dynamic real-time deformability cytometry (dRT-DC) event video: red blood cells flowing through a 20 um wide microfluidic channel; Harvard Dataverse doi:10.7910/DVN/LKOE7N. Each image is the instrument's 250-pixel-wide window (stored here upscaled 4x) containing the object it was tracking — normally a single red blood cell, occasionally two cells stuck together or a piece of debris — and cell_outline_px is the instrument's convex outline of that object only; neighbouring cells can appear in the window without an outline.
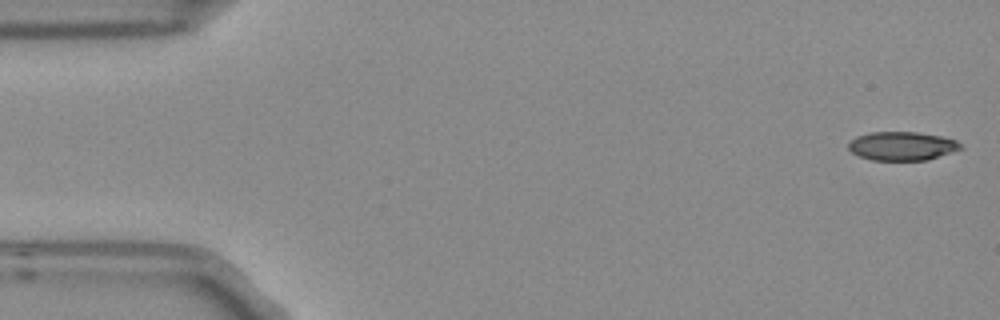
{"species": "Egyptian fruit bat (a non-hibernating species)", "species_latin": "Rousettus aegyptiacus", "temperature_condition": "room temperature", "stored_images_in_passage": 5, "camera_frame_rate_fps": 3000, "um_per_image_px": 0.085, "frame": {"image": 1, "passage_image": 1, "time_ms": 0.0, "image_size_px": [1000, 320], "cell_outline_px": [[964, 148], [928, 160], [872, 160], [860, 156], [852, 152], [848, 148], [848, 144], [856, 136], [868, 132], [916, 132], [940, 136], [956, 140]], "centroid_in_image_um": [76.67, 12.41], "position_along_channel_um": 8.3, "area_um2": 18.73}}
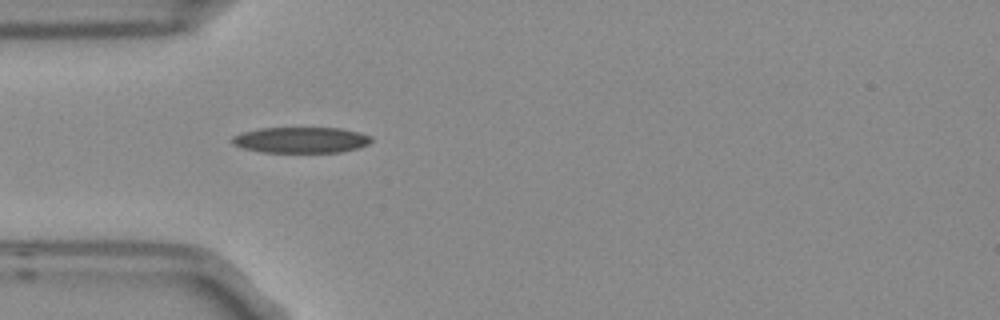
{"frame": {"image": 2, "passage_image": 5, "time_ms": 1.333, "image_size_px": [1000, 320], "cell_outline_px": [[372, 140], [368, 144], [356, 148], [340, 152], [264, 152], [244, 148], [232, 144], [232, 136], [244, 132], [260, 128], [340, 128], [360, 132], [372, 136]], "centroid_in_image_um": [25.6, 11.89], "position_along_channel_um": 59.4, "area_um2": 20.87}}